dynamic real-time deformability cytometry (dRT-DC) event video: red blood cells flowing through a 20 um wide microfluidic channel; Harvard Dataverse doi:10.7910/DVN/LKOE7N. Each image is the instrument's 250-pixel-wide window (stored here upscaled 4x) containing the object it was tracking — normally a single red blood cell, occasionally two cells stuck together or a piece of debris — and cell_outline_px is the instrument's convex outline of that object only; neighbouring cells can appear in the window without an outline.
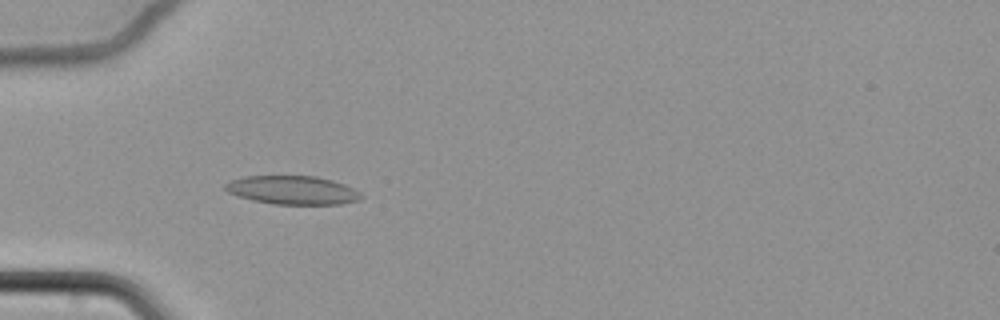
{"species": "common noctule bat (a hibernating species)", "species_latin": "Nyctalus noctula", "temperature_condition": "cold", "stored_images_in_passage": 66, "camera_frame_rate_fps": 3000, "um_per_image_px": 0.085, "animal": {"sex": "female", "body_mass_g": 22.7, "forearm_length_mm": 54.2}, "frame": {"image": 1, "passage_image": 24, "time_ms": 7.667, "image_size_px": [1000, 320], "cell_outline_px": [[364, 196], [360, 200], [340, 204], [272, 204], [252, 200], [236, 196], [228, 192], [224, 188], [224, 184], [232, 180], [244, 176], [316, 176], [332, 180], [344, 184], [360, 192]], "centroid_in_image_um": [24.86, 16.16], "position_along_channel_um": 60.1, "area_um2": 22.72}}
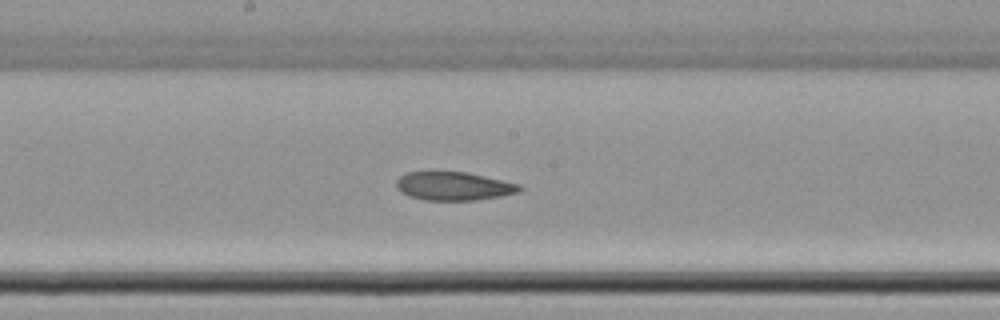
{"frame": {"image": 2, "passage_image": 38, "time_ms": 12.333, "image_size_px": [1000, 320], "cell_outline_px": [[524, 188], [520, 192], [500, 196], [476, 200], [424, 200], [408, 196], [400, 192], [396, 188], [396, 180], [400, 176], [408, 172], [468, 172], [520, 184]], "centroid_in_image_um": [38.57, 15.82], "position_along_channel_um": 209.6, "area_um2": 20.58}}
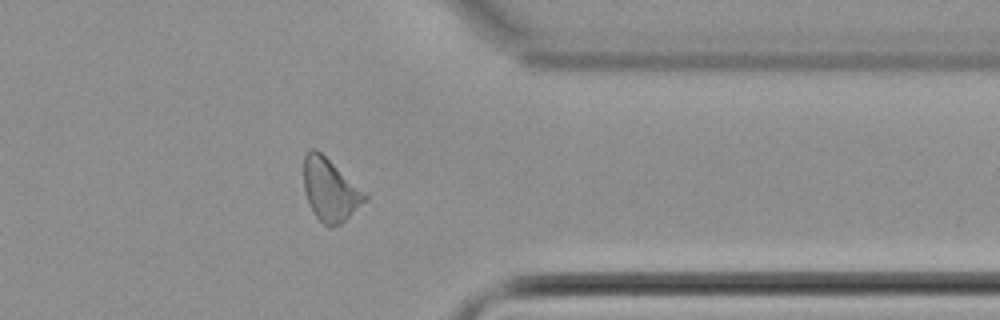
{"frame": {"image": 3, "passage_image": 54, "time_ms": 17.667, "image_size_px": [1000, 320], "cell_outline_px": [[368, 196], [340, 224], [332, 228], [328, 228], [316, 216], [308, 204], [304, 192], [304, 156], [312, 148], [316, 148], [368, 192]], "centroid_in_image_um": [28.05, 16.11], "position_along_channel_um": 383.3, "area_um2": 22.31}, "authors_computed_cell_mechanics": {"area_um2": 22.4842, "velocity_mm_per_s": 3.3924, "shape_relaxation_time_tau1_ms": null, "shape_relaxation_time_tau2_ms": 7.7782, "deformation_change_tau1": null, "deformation_change_tau2": 0.1343}}